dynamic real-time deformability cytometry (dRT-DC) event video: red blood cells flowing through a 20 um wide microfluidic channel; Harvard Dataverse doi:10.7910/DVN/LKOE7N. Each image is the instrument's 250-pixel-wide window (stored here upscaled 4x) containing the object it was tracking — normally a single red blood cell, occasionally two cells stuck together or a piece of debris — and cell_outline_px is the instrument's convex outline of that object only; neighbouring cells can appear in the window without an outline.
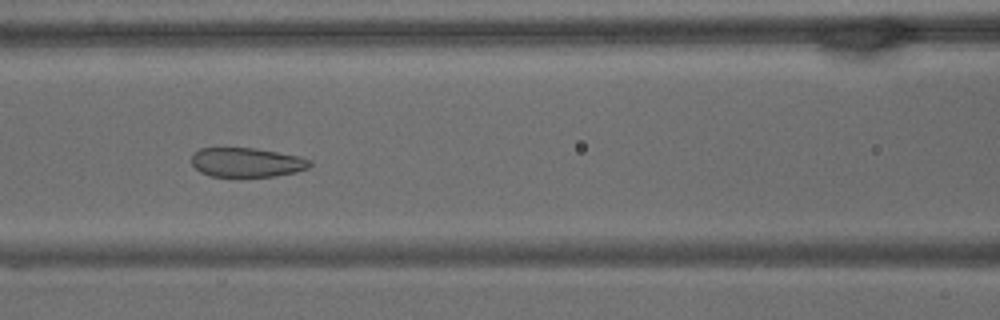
{"species": "common noctule bat (a hibernating species)", "species_latin": "Nyctalus noctula", "temperature_condition": "warm", "stored_images_in_passage": 63, "camera_frame_rate_fps": 3000, "um_per_image_px": 0.085, "animal": {"sex": "male", "body_mass_g": 15.6}, "frame": {"image": 1, "passage_image": 27, "time_ms": 8.667, "image_size_px": [1000, 320], "cell_outline_px": [[312, 164], [308, 168], [296, 172], [272, 176], [212, 176], [200, 172], [192, 164], [192, 156], [200, 148], [256, 148], [300, 156], [312, 160]], "centroid_in_image_um": [21.01, 13.79], "position_along_channel_um": 145.6, "area_um2": 20.11}}
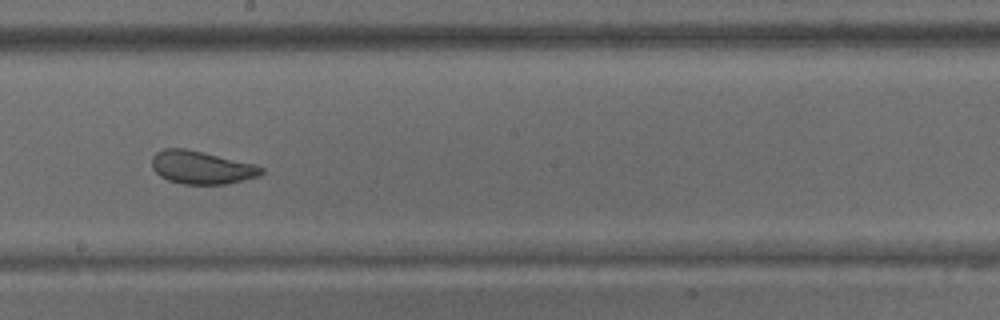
{"frame": {"image": 2, "passage_image": 35, "time_ms": 11.333, "image_size_px": [1000, 320], "cell_outline_px": [[264, 172], [256, 176], [224, 184], [184, 184], [168, 180], [160, 176], [152, 168], [152, 156], [156, 152], [164, 148], [184, 148], [256, 164], [264, 168]], "centroid_in_image_um": [17.09, 14.22], "position_along_channel_um": 231.1, "area_um2": 20.87}}
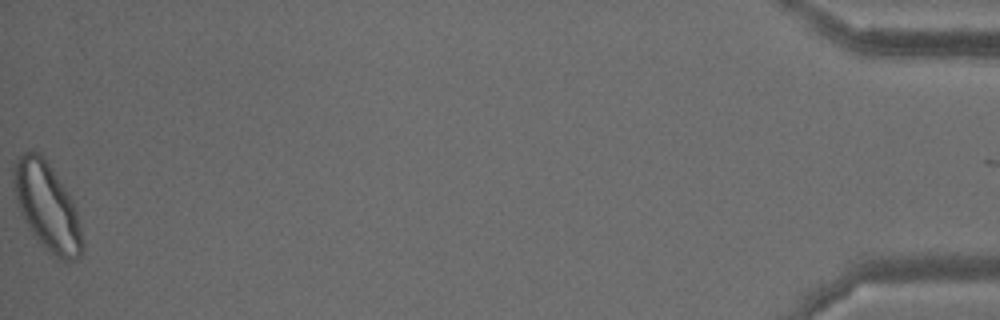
{"frame": {"image": 3, "passage_image": 63, "time_ms": 20.667, "image_size_px": [1000, 320], "cell_outline_px": [[84, 248], [80, 256], [72, 260], [56, 260], [48, 252], [28, 228], [20, 212], [12, 180], [12, 172], [16, 160], [24, 152], [40, 152], [72, 200], [76, 208]], "centroid_in_image_um": [3.99, 17.61], "position_along_channel_um": 431.2, "area_um2": 34.62}, "authors_computed_cell_mechanics": {"area_um2": 26.588, "velocity_mm_per_s": 3.2099, "shape_relaxation_time_tau1_ms": 10.7466, "shape_relaxation_time_tau2_ms": 1.1634, "deformation_change_tau1": 0.1715, "deformation_change_tau2": 0.0734}}